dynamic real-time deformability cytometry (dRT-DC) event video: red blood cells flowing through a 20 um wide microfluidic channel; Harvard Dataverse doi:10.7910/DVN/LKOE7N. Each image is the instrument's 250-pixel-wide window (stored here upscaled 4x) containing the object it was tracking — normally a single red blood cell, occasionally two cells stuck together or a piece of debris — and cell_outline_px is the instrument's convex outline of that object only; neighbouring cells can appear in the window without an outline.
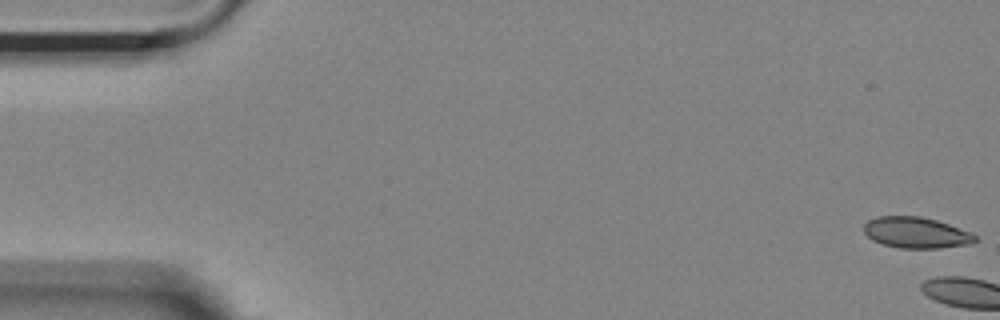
{"species": "Egyptian fruit bat (a non-hibernating species)", "species_latin": "Rousettus aegyptiacus", "temperature_condition": "room temperature", "stored_images_in_passage": 4, "camera_frame_rate_fps": 3000, "um_per_image_px": 0.085, "animal": {"sex": "female"}, "frame": {"image": 1, "passage_image": 1, "time_ms": 0.0, "image_size_px": [1000, 320], "cell_outline_px": [[976, 240], [972, 244], [940, 248], [900, 248], [884, 244], [872, 240], [864, 232], [864, 224], [868, 220], [880, 216], [920, 216], [936, 220], [948, 224], [968, 232], [976, 236]], "centroid_in_image_um": [77.85, 19.78], "position_along_channel_um": 7.1, "area_um2": 19.94}}